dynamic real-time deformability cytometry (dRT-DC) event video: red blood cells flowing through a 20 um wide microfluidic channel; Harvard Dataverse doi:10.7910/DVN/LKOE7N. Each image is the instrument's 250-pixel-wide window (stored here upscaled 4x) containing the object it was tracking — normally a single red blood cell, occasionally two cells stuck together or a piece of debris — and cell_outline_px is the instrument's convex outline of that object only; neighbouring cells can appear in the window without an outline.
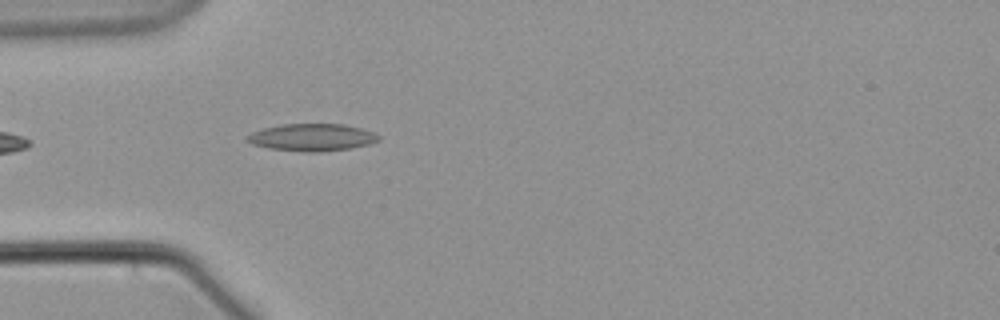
{"species": "common noctule bat (a hibernating species)", "species_latin": "Nyctalus noctula", "temperature_condition": "warm", "stored_images_in_passage": 19, "camera_frame_rate_fps": 3000, "um_per_image_px": 0.085, "animal": {"sex": "male", "body_mass_g": 21.5, "forearm_length_mm": 52.0}, "frame": {"image": 1, "passage_image": 1, "time_ms": 0.0, "image_size_px": [1000, 320], "cell_outline_px": [[380, 140], [368, 144], [352, 148], [320, 152], [304, 152], [268, 148], [252, 144], [244, 140], [244, 136], [252, 132], [264, 128], [284, 124], [344, 124], [360, 128], [372, 132], [380, 136]], "centroid_in_image_um": [26.48, 11.68], "position_along_channel_um": 58.5, "area_um2": 20.98}}